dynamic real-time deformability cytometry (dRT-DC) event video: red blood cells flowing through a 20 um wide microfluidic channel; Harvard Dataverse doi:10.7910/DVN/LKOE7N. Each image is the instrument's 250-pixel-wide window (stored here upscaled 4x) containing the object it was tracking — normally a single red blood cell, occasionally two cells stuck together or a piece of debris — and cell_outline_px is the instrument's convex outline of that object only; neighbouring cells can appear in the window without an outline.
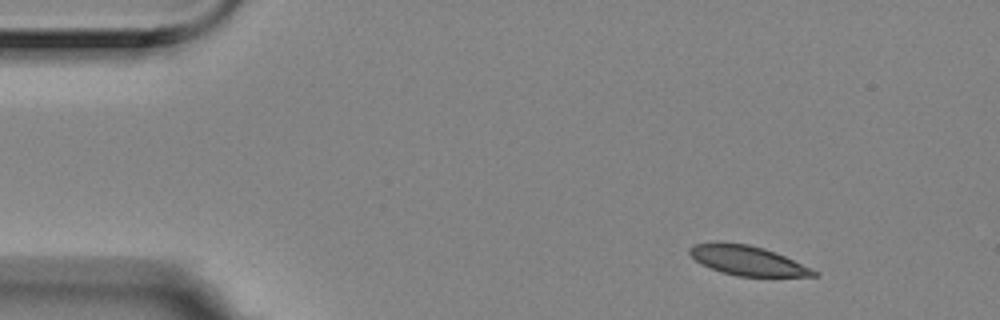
{"species": "Egyptian fruit bat (a non-hibernating species)", "species_latin": "Rousettus aegyptiacus", "temperature_condition": "room temperature", "stored_images_in_passage": 3, "camera_frame_rate_fps": 3000, "um_per_image_px": 0.085, "animal": {"sex": "female"}, "frame": {"image": 1, "passage_image": 1, "time_ms": 0.0, "image_size_px": [1000, 320], "cell_outline_px": [[820, 276], [736, 276], [720, 272], [700, 264], [688, 252], [688, 248], [692, 244], [716, 240], [720, 240], [748, 244], [764, 248], [776, 252], [812, 268], [820, 272]], "centroid_in_image_um": [63.49, 22.11], "position_along_channel_um": 21.5, "area_um2": 21.96}}
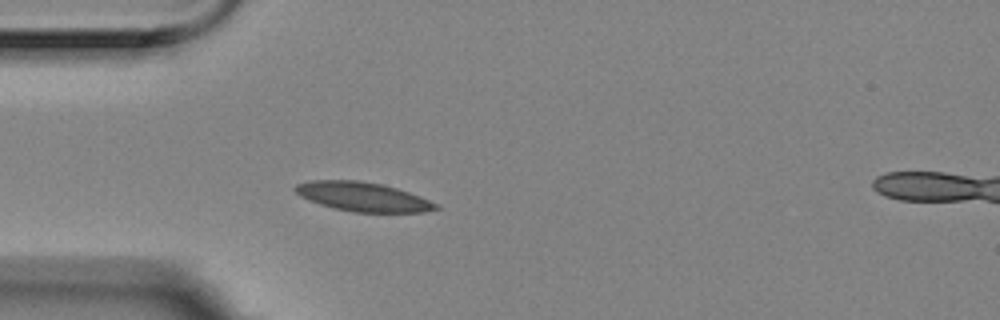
{"frame": {"image": 2, "passage_image": 3, "time_ms": 0.667, "image_size_px": [1000, 320], "cell_outline_px": [[440, 208], [424, 212], [352, 212], [332, 208], [308, 200], [300, 196], [292, 188], [296, 184], [312, 180], [356, 180], [380, 184], [396, 188], [420, 196], [440, 204]], "centroid_in_image_um": [30.84, 16.73], "position_along_channel_um": 54.2, "area_um2": 23.93}}